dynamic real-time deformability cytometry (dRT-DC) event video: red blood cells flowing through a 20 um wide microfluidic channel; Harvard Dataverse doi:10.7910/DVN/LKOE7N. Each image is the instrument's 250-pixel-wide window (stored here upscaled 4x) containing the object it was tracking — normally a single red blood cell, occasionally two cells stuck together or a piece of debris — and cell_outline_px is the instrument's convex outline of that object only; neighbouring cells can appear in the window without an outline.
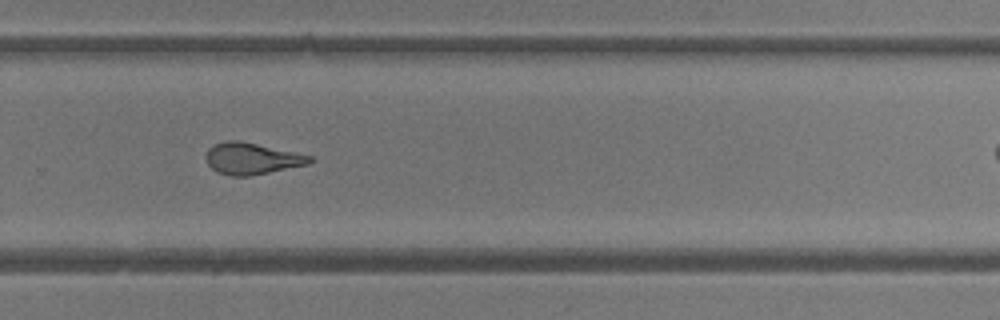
{"species": "common noctule bat (a hibernating species)", "species_latin": "Nyctalus noctula", "temperature_condition": "room temperature", "stored_images_in_passage": 26, "camera_frame_rate_fps": 3000, "um_per_image_px": 0.085, "animal": {"sex": "female"}, "frame": {"image": 1, "passage_image": 19, "time_ms": 6.0, "image_size_px": [1000, 320], "cell_outline_px": [[312, 160], [308, 164], [248, 176], [232, 176], [216, 172], [208, 164], [204, 156], [208, 148], [216, 144], [228, 140], [240, 140], [296, 152], [312, 156]], "centroid_in_image_um": [21.37, 13.47], "position_along_channel_um": 308.4, "area_um2": 19.02}}